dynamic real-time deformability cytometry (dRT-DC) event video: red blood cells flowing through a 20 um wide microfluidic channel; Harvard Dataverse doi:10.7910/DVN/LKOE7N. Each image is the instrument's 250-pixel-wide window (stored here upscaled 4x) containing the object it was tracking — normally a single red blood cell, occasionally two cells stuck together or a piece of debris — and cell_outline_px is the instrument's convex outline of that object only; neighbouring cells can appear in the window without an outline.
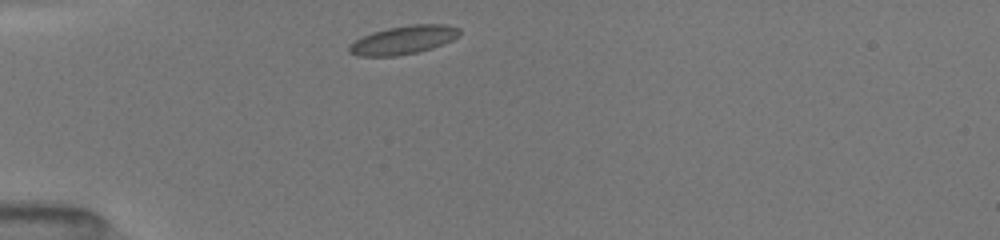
{"species": "common noctule bat (a hibernating species)", "species_latin": "Nyctalus noctula", "temperature_condition": "room temperature", "stored_images_in_passage": 14, "camera_frame_rate_fps": 3000, "um_per_image_px": 0.085, "animal": {"sex": "female", "body_mass_g": 19.5, "forearm_length_mm": 54.1}, "frame": {"image": 1, "passage_image": 1, "time_ms": 0.0, "image_size_px": [1000, 240], "cell_outline_px": [[460, 36], [452, 40], [432, 48], [416, 52], [396, 56], [356, 56], [348, 52], [348, 48], [356, 40], [372, 32], [388, 28], [412, 24], [448, 24], [460, 28]], "centroid_in_image_um": [34.32, 3.39], "position_along_channel_um": 50.7, "area_um2": 18.26}}
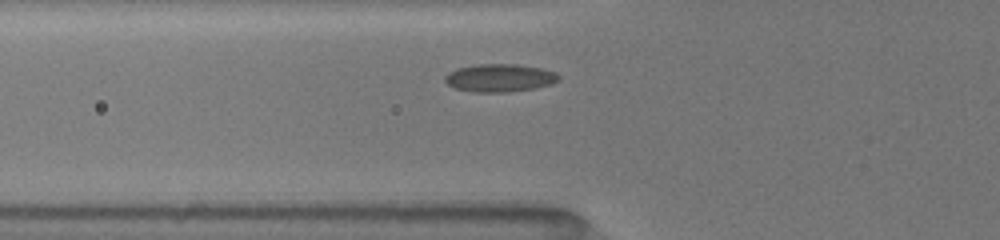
{"frame": {"image": 2, "passage_image": 9, "time_ms": 1.333, "image_size_px": [1000, 240], "cell_outline_px": [[560, 80], [552, 84], [536, 88], [508, 92], [472, 92], [456, 88], [448, 84], [444, 80], [444, 76], [448, 72], [456, 68], [476, 64], [516, 64], [540, 68], [556, 72], [560, 76]], "centroid_in_image_um": [42.48, 6.62], "position_along_channel_um": 83.3, "area_um2": 18.67}}